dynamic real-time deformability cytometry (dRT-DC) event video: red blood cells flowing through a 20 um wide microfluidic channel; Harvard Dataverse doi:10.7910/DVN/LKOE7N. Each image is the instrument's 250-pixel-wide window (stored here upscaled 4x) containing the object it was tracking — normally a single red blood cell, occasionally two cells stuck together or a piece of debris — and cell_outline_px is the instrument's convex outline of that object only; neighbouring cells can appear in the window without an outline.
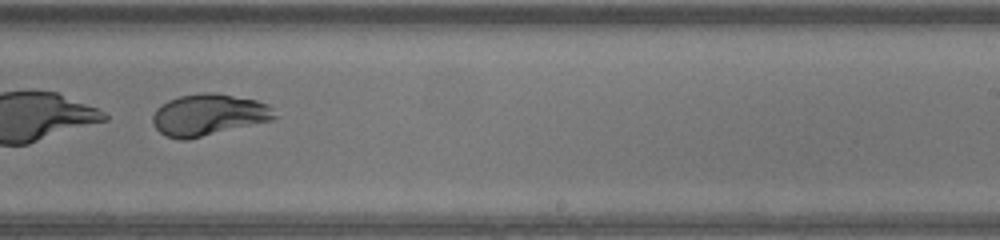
{"species": "human", "species_latin": "Homo sapiens", "temperature_condition": "warm", "stored_images_in_passage": 45, "segment_of_instrument_passage": [2, 2], "camera_frame_rate_fps": 3000, "um_per_image_px": 0.085, "donor": {"sex": "male"}, "frame": {"image": 1, "passage_image": 28, "time_ms": 9.0, "image_size_px": [1000, 240], "cell_outline_px": [[276, 116], [272, 120], [188, 140], [180, 140], [164, 136], [152, 124], [152, 116], [156, 108], [160, 104], [168, 100], [180, 96], [204, 92], [212, 92], [256, 100], [268, 104], [272, 108]], "centroid_in_image_um": [17.68, 9.77], "position_along_channel_um": 271.3, "area_um2": 29.65}}
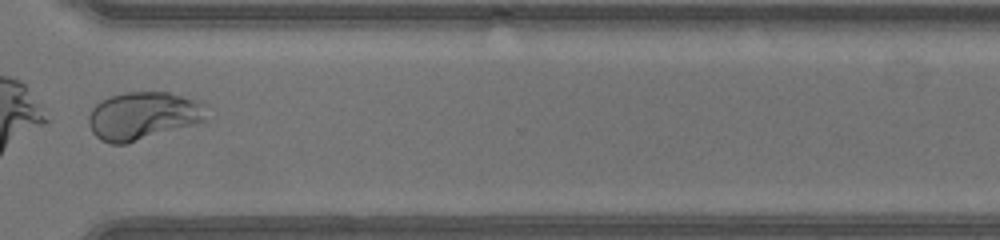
{"frame": {"image": 2, "passage_image": 34, "time_ms": 11.0, "image_size_px": [1000, 240], "cell_outline_px": [[208, 104], [204, 120], [196, 124], [128, 144], [112, 144], [100, 140], [92, 132], [88, 124], [88, 116], [92, 108], [100, 100], [108, 96], [124, 92], [168, 92], [200, 100]], "centroid_in_image_um": [12.17, 9.84], "position_along_channel_um": 358.4, "area_um2": 33.52}}